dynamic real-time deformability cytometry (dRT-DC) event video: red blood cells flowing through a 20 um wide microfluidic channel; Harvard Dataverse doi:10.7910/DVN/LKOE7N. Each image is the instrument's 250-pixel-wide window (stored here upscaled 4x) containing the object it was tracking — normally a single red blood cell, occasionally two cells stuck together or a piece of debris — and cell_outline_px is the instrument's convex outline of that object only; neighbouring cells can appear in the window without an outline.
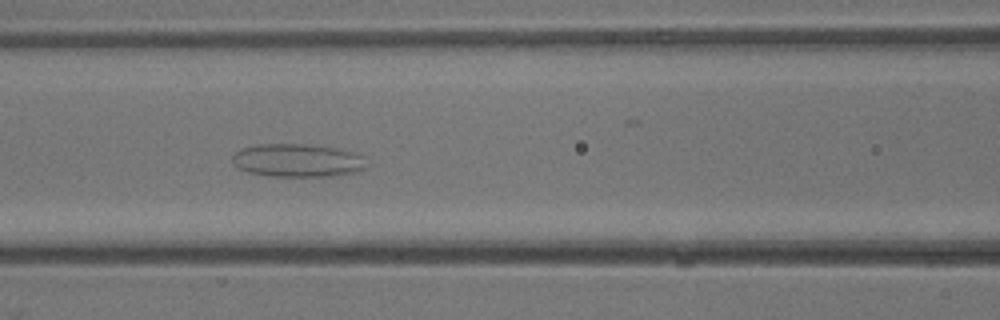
{"species": "common noctule bat (a hibernating species)", "species_latin": "Nyctalus noctula", "temperature_condition": "warm", "stored_images_in_passage": 31, "camera_frame_rate_fps": 3000, "um_per_image_px": 0.085, "animal": {"sex": "male", "body_mass_g": 13.3}, "frame": {"image": 1, "passage_image": 14, "time_ms": 4.333, "image_size_px": [1000, 320], "cell_outline_px": [[368, 168], [360, 172], [340, 176], [272, 176], [248, 172], [236, 168], [232, 164], [232, 156], [240, 148], [260, 144], [312, 144], [340, 148], [364, 156]], "centroid_in_image_um": [25.34, 13.64], "position_along_channel_um": 141.3, "area_um2": 26.59}}
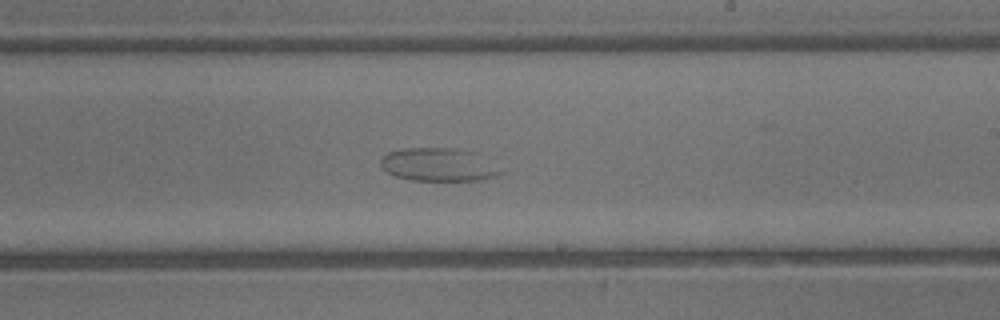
{"frame": {"image": 2, "passage_image": 19, "time_ms": 6.0, "image_size_px": [1000, 320], "cell_outline_px": [[504, 172], [496, 176], [480, 180], [408, 180], [396, 176], [388, 172], [380, 164], [380, 160], [388, 152], [404, 148], [456, 148], [480, 152]], "centroid_in_image_um": [37.33, 13.98], "position_along_channel_um": 251.7, "area_um2": 23.41}}
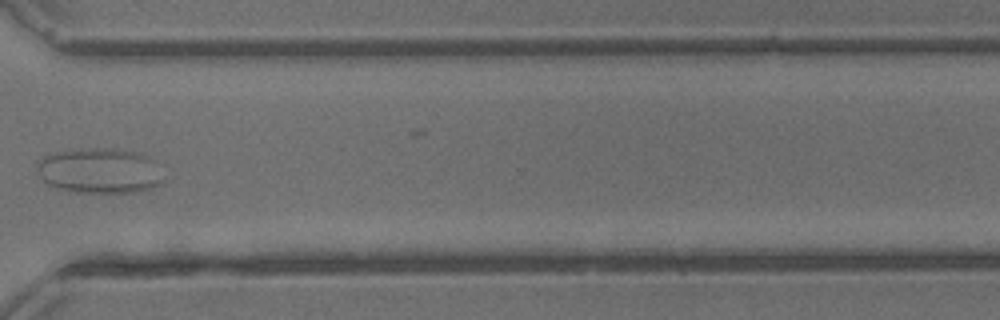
{"frame": {"image": 3, "passage_image": 24, "time_ms": 7.667, "image_size_px": [1000, 320], "cell_outline_px": [[160, 184], [148, 188], [132, 192], [68, 192], [48, 184], [40, 176], [36, 168], [36, 160], [40, 156], [72, 148], [112, 148], [144, 152], [152, 160], [160, 180]], "centroid_in_image_um": [8.34, 14.48], "position_along_channel_um": 362.3, "area_um2": 33.41}}